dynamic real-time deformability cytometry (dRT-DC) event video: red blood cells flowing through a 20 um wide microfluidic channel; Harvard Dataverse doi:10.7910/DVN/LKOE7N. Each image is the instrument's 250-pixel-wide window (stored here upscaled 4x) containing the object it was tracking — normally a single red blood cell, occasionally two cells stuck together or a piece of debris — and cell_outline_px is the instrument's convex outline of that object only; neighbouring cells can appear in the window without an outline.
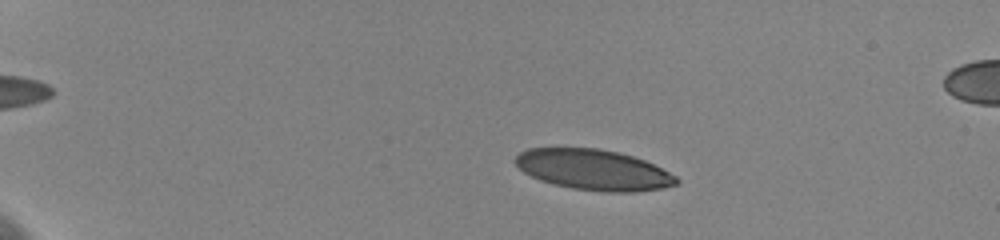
{"species": "human", "species_latin": "Homo sapiens", "temperature_condition": "cold", "stored_images_in_passage": 58, "camera_frame_rate_fps": 3000, "um_per_image_px": 0.085, "donor": {"sex": "female"}, "frame": {"image": 1, "passage_image": 12, "time_ms": 3.667, "image_size_px": [1000, 240], "cell_outline_px": [[680, 180], [676, 184], [664, 188], [632, 192], [608, 192], [572, 188], [552, 184], [540, 180], [524, 172], [512, 160], [520, 152], [528, 148], [596, 148], [616, 152], [632, 156], [644, 160], [676, 176]], "centroid_in_image_um": [50.43, 14.43], "position_along_channel_um": 34.6, "area_um2": 37.86}}
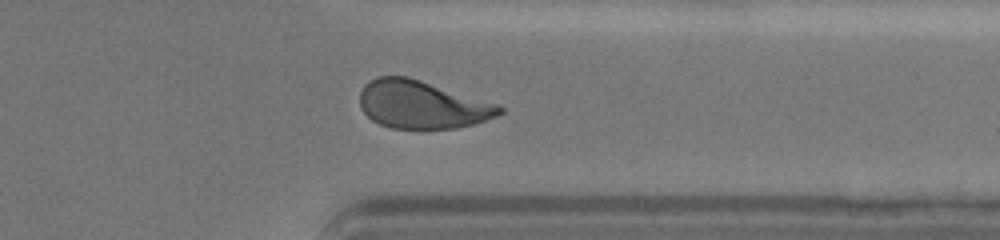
{"frame": {"image": 2, "passage_image": 48, "time_ms": 15.667, "image_size_px": [1000, 240], "cell_outline_px": [[504, 112], [496, 116], [472, 124], [456, 128], [392, 128], [380, 124], [372, 120], [360, 108], [360, 92], [364, 84], [380, 76], [408, 76], [500, 104], [504, 108]], "centroid_in_image_um": [35.88, 8.88], "position_along_channel_um": 375.5, "area_um2": 38.96}}
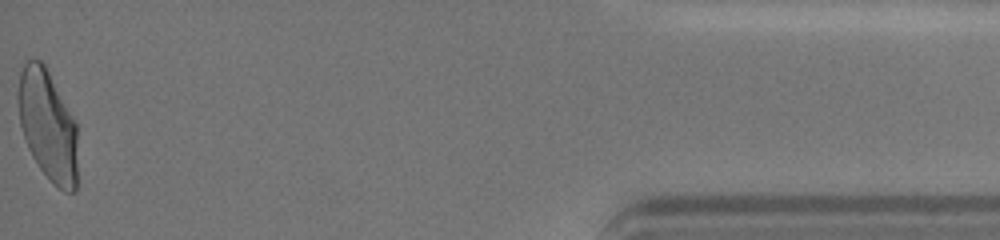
{"frame": {"image": 3, "passage_image": 58, "time_ms": 19.0, "image_size_px": [1000, 240], "cell_outline_px": [[76, 192], [64, 192], [40, 168], [32, 156], [28, 148], [20, 124], [16, 100], [16, 92], [20, 72], [24, 64], [28, 60], [40, 60], [44, 64], [76, 124]], "centroid_in_image_um": [4.02, 10.63], "position_along_channel_um": 431.2, "area_um2": 37.86}, "authors_computed_cell_mechanics": {"area_um2": 39.5641, "velocity_mm_per_s": 3.5875, "shape_relaxation_time_tau1_ms": 4.7796, "shape_relaxation_time_tau2_ms": 1.0084, "deformation_change_tau1": 0.1821, "deformation_change_tau2": 0.068}}